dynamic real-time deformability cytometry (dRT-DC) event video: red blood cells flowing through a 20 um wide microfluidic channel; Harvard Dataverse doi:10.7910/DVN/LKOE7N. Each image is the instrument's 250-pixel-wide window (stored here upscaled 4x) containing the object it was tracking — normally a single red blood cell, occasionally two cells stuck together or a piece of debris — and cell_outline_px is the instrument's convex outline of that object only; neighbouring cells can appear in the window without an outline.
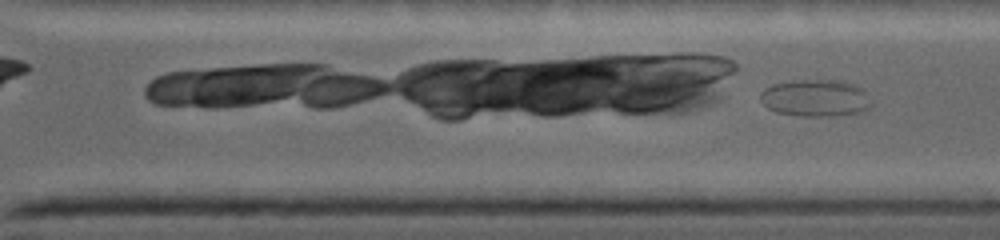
{"species": "common noctule bat (a hibernating species)", "species_latin": "Nyctalus noctula", "temperature_condition": "warm", "stored_images_in_passage": 12, "camera_frame_rate_fps": 5000, "um_per_image_px": 0.085, "animal": {"sex": "female", "body_mass_g": 19.0, "forearm_length_mm": 53.3}, "frame": {"image": 1, "passage_image": 12, "time_ms": 7.0, "image_size_px": [1000, 240], "cell_outline_px": [[872, 104], [868, 108], [852, 112], [820, 116], [804, 116], [776, 112], [768, 108], [764, 104], [760, 96], [760, 92], [764, 88], [776, 84], [796, 80], [840, 80], [864, 92]], "centroid_in_image_um": [69.22, 8.32], "position_along_channel_um": 301.4, "area_um2": 23.0}}